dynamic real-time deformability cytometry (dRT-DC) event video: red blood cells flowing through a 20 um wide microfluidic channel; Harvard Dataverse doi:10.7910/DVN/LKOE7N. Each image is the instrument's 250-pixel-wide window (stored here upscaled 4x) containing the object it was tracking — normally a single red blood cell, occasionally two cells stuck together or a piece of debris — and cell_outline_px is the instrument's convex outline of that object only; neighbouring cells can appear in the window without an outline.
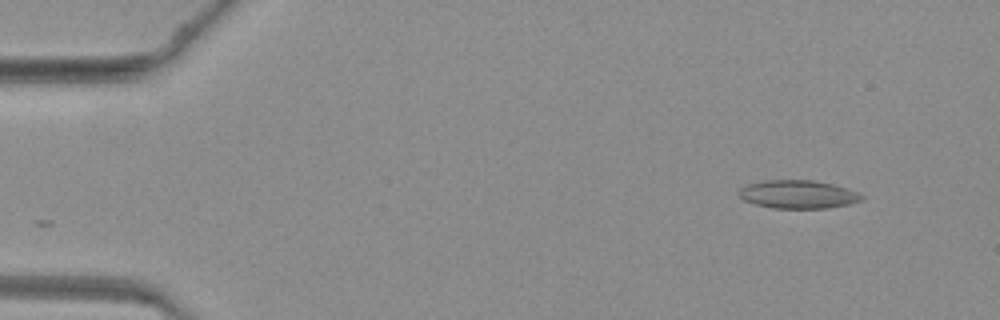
{"species": "common noctule bat (a hibernating species)", "species_latin": "Nyctalus noctula", "temperature_condition": "warm", "stored_images_in_passage": 43, "camera_frame_rate_fps": 3000, "um_per_image_px": 0.085, "animal": {"sex": "female", "body_mass_g": 19.3, "forearm_length_mm": 54.1}, "frame": {"image": 1, "passage_image": 1, "time_ms": 0.0, "image_size_px": [1000, 320], "cell_outline_px": [[864, 200], [848, 204], [828, 208], [772, 208], [752, 204], [744, 200], [740, 196], [740, 188], [748, 184], [764, 180], [812, 180], [832, 184], [848, 188], [860, 192], [864, 196]], "centroid_in_image_um": [67.87, 16.52], "position_along_channel_um": 17.1, "area_um2": 20.35}}
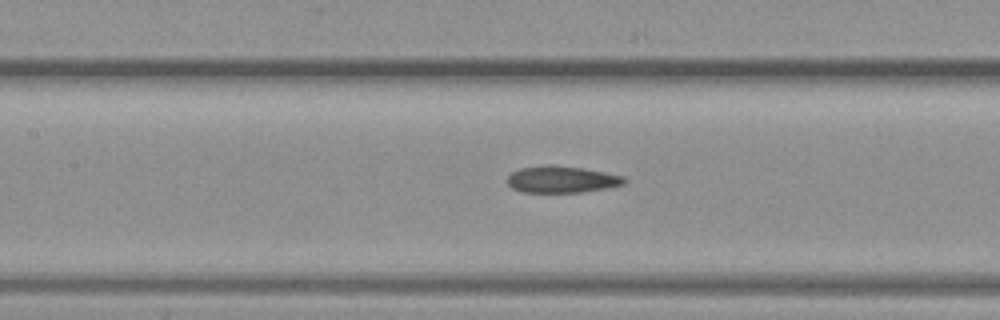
{"frame": {"image": 2, "passage_image": 18, "time_ms": 5.667, "image_size_px": [1000, 320], "cell_outline_px": [[628, 180], [624, 184], [608, 188], [580, 192], [520, 192], [512, 188], [508, 184], [508, 176], [512, 172], [520, 168], [544, 164], [552, 164], [584, 168], [624, 176]], "centroid_in_image_um": [47.75, 15.24], "position_along_channel_um": 159.6, "area_um2": 18.44}}
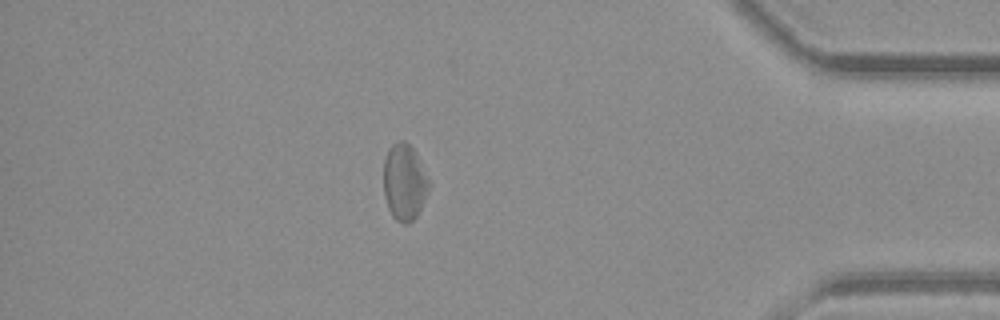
{"frame": {"image": 3, "passage_image": 37, "time_ms": 12.0, "image_size_px": [1000, 320], "cell_outline_px": [[432, 184], [416, 216], [408, 224], [404, 224], [396, 220], [392, 216], [388, 208], [384, 196], [384, 160], [388, 148], [396, 140], [404, 140], [412, 148]], "centroid_in_image_um": [34.36, 15.48], "position_along_channel_um": 400.8, "area_um2": 20.23}}